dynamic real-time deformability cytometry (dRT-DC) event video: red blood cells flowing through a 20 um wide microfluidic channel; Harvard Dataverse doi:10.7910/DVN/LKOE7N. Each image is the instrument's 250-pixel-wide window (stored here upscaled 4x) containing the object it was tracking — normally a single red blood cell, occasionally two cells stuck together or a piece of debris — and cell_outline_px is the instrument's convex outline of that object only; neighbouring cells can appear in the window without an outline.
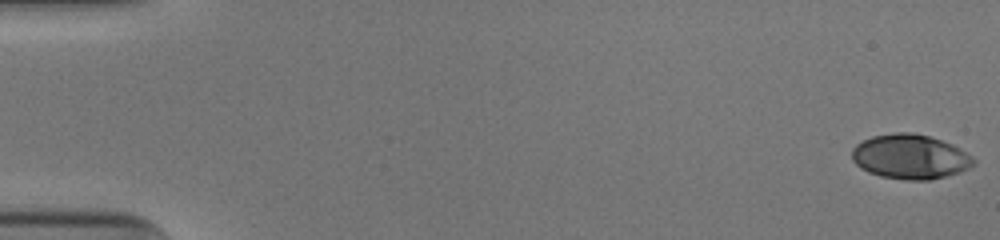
{"species": "human", "species_latin": "Homo sapiens", "temperature_condition": "cold", "stored_images_in_passage": 53, "camera_frame_rate_fps": 3000, "um_per_image_px": 0.085, "donor": {"sex": "male"}, "frame": {"image": 1, "passage_image": 1, "time_ms": 0.0, "image_size_px": [1000, 240], "cell_outline_px": [[976, 164], [960, 172], [948, 176], [928, 180], [908, 180], [880, 176], [868, 172], [860, 168], [852, 160], [852, 148], [856, 144], [872, 136], [896, 132], [912, 132], [928, 136], [952, 144], [960, 148], [972, 156], [976, 160]], "centroid_in_image_um": [77.37, 13.32], "position_along_channel_um": 7.6, "area_um2": 31.79}}
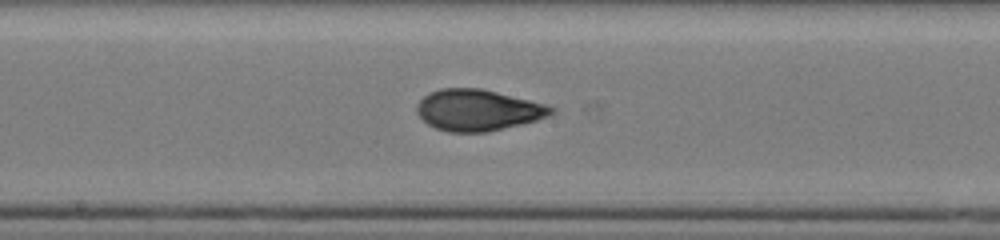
{"frame": {"image": 2, "passage_image": 29, "time_ms": 9.333, "image_size_px": [1000, 240], "cell_outline_px": [[556, 112], [548, 116], [536, 120], [488, 132], [448, 132], [436, 128], [428, 124], [416, 112], [416, 104], [428, 92], [440, 88], [480, 88], [548, 104], [556, 108]], "centroid_in_image_um": [40.63, 9.35], "position_along_channel_um": 207.6, "area_um2": 32.43}}
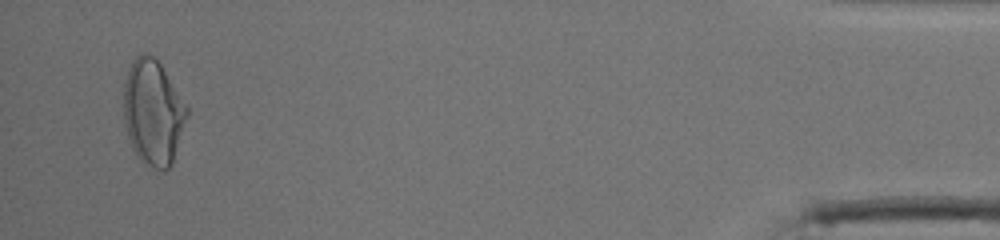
{"frame": {"image": 3, "passage_image": 51, "time_ms": 16.667, "image_size_px": [1000, 240], "cell_outline_px": [[188, 116], [172, 164], [168, 168], [156, 168], [140, 160], [136, 156], [132, 148], [124, 124], [124, 80], [128, 68], [132, 60], [140, 52], [144, 52], [152, 56], [160, 64], [188, 104]], "centroid_in_image_um": [13.01, 9.51], "position_along_channel_um": 422.2, "area_um2": 39.02}}